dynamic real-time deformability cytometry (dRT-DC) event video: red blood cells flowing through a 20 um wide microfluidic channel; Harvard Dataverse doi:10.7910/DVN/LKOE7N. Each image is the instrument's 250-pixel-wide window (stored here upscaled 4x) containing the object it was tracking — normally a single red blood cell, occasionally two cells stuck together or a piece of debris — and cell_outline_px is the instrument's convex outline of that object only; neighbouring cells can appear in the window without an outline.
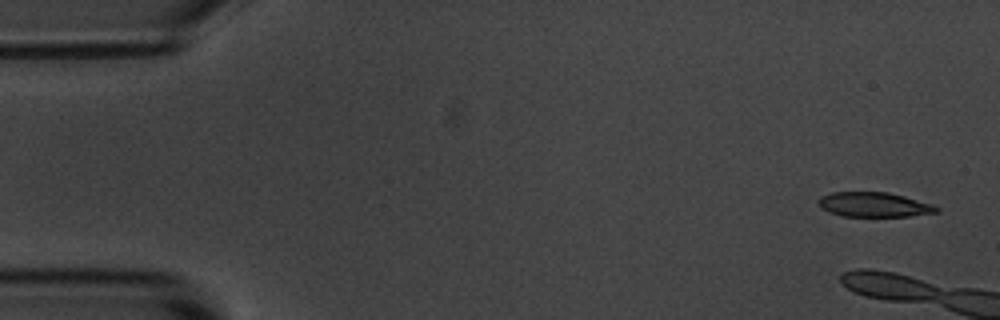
{"species": "common noctule bat (a hibernating species)", "species_latin": "Nyctalus noctula", "temperature_condition": "room temperature", "stored_images_in_passage": 7, "camera_frame_rate_fps": 3000, "um_per_image_px": 0.085, "animal": {"sex": "male", "body_mass_g": 20.1, "forearm_length_mm": 53.5}, "frame": {"image": 1, "passage_image": 1, "time_ms": 0.0, "image_size_px": [1000, 320], "cell_outline_px": [[940, 212], [908, 216], [840, 216], [828, 212], [820, 208], [816, 200], [820, 196], [832, 192], [888, 192], [904, 196], [932, 204], [940, 208]], "centroid_in_image_um": [74.25, 17.39], "position_along_channel_um": 10.7, "area_um2": 17.17}}
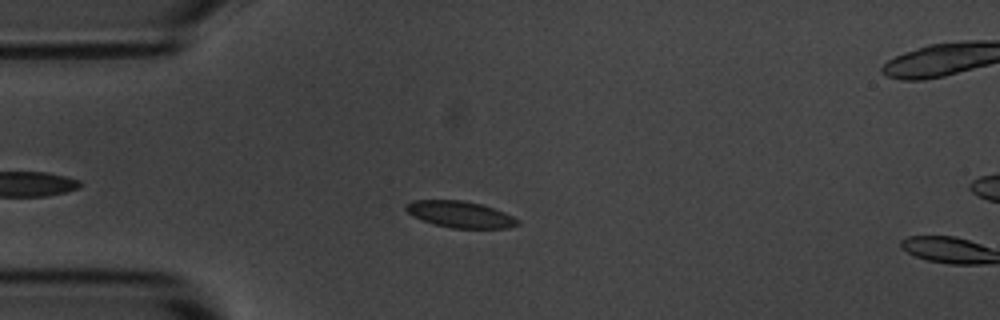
{"frame": {"image": 2, "passage_image": 6, "time_ms": 5.667, "image_size_px": [1000, 320], "cell_outline_px": [[520, 224], [508, 228], [452, 228], [432, 224], [412, 216], [404, 208], [404, 204], [412, 200], [460, 200], [480, 204], [504, 212], [520, 220]], "centroid_in_image_um": [39.08, 18.22], "position_along_channel_um": 45.9, "area_um2": 17.28}}